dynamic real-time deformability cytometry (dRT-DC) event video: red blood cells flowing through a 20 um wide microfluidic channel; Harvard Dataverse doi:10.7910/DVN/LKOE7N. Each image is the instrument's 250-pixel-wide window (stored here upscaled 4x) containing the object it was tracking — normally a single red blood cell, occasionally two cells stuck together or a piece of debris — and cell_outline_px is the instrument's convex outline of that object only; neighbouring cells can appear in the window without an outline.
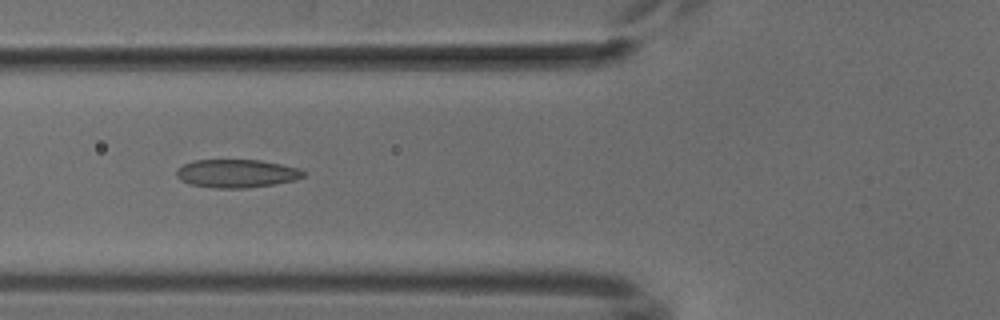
{"species": "common noctule bat (a hibernating species)", "species_latin": "Nyctalus noctula", "temperature_condition": "cold", "stored_images_in_passage": 7, "camera_frame_rate_fps": 3000, "um_per_image_px": 0.085, "animal": {"sex": "male", "body_mass_g": 18.8}, "frame": {"image": 1, "passage_image": 6, "time_ms": 5.667, "image_size_px": [1000, 320], "cell_outline_px": [[304, 176], [296, 180], [248, 188], [212, 188], [188, 184], [180, 180], [176, 176], [176, 172], [184, 164], [196, 160], [260, 160], [300, 168], [304, 172]], "centroid_in_image_um": [20.11, 14.75], "position_along_channel_um": 105.7, "area_um2": 20.87}}
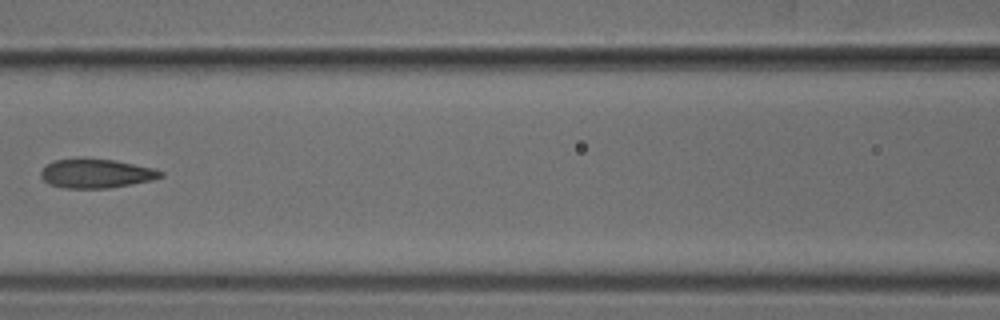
{"frame": {"image": 2, "passage_image": 7, "time_ms": 7.0, "image_size_px": [1000, 320], "cell_outline_px": [[164, 176], [152, 180], [132, 184], [108, 188], [64, 188], [48, 184], [40, 176], [40, 172], [48, 164], [56, 160], [80, 156], [116, 160], [152, 168], [164, 172]], "centroid_in_image_um": [8.16, 14.72], "position_along_channel_um": 158.4, "area_um2": 20.69}}